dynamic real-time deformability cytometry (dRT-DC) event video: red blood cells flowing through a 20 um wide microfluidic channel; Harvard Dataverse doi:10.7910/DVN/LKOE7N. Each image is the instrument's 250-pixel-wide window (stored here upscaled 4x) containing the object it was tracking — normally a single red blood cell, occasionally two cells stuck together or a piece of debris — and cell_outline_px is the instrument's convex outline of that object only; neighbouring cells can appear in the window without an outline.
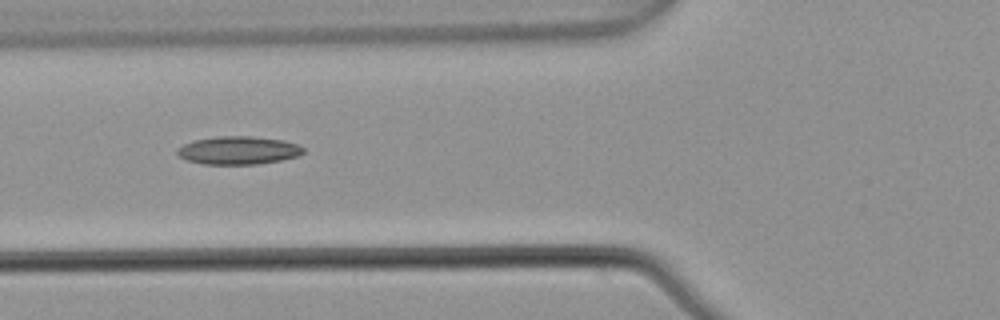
{"species": "common noctule bat (a hibernating species)", "species_latin": "Nyctalus noctula", "temperature_condition": "warm", "stored_images_in_passage": 5, "camera_frame_rate_fps": 3000, "um_per_image_px": 0.085, "animal": {"sex": "male", "body_mass_g": 21.5, "forearm_length_mm": 52.0}, "frame": {"image": 1, "passage_image": 4, "time_ms": 1.0, "image_size_px": [1000, 320], "cell_outline_px": [[304, 152], [296, 156], [280, 160], [256, 164], [204, 164], [188, 160], [180, 156], [176, 152], [176, 148], [192, 140], [216, 136], [252, 136], [284, 140], [296, 144], [304, 148]], "centroid_in_image_um": [20.23, 12.76], "position_along_channel_um": 105.6, "area_um2": 20.58}}
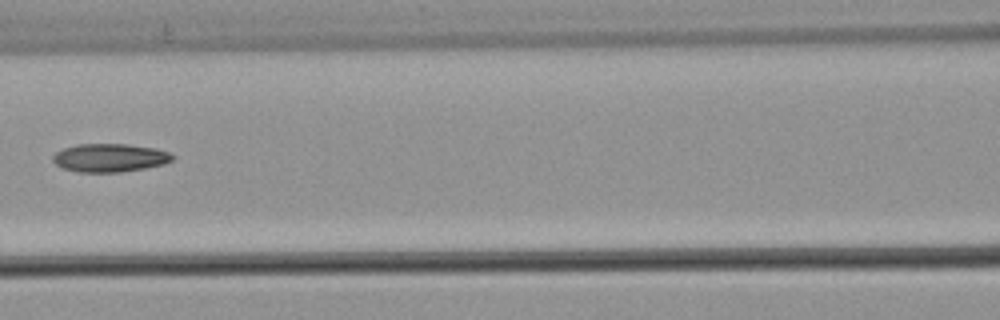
{"frame": {"image": 2, "passage_image": 5, "time_ms": 1.333, "image_size_px": [1000, 320], "cell_outline_px": [[176, 156], [172, 160], [164, 164], [144, 168], [120, 172], [80, 172], [64, 168], [56, 164], [52, 160], [52, 156], [56, 152], [64, 148], [76, 144], [128, 144], [156, 148], [168, 152]], "centroid_in_image_um": [9.34, 13.4], "position_along_channel_um": 157.3, "area_um2": 19.71}}